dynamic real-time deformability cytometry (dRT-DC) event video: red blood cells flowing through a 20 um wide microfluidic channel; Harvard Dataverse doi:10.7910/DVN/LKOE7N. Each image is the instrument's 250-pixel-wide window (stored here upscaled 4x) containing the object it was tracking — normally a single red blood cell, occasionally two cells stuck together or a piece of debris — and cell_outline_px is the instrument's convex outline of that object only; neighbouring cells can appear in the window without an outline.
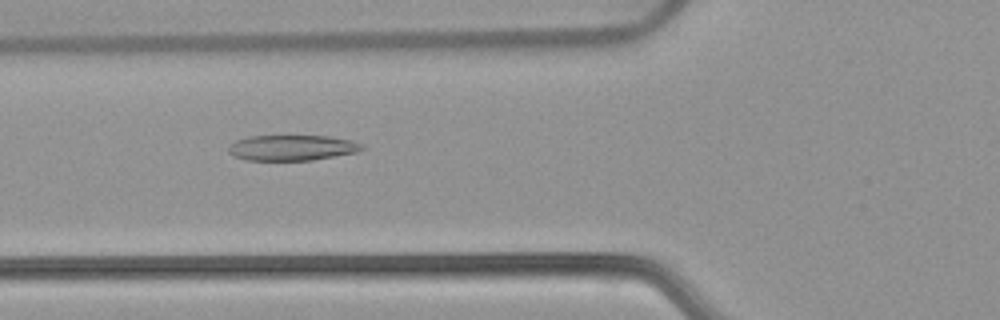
{"species": "common noctule bat (a hibernating species)", "species_latin": "Nyctalus noctula", "temperature_condition": "warm", "stored_images_in_passage": 53, "camera_frame_rate_fps": 3000, "um_per_image_px": 0.085, "animal": {"sex": "female", "body_mass_g": 22.7, "forearm_length_mm": 54.2}, "frame": {"image": 1, "passage_image": 20, "time_ms": 6.333, "image_size_px": [1000, 320], "cell_outline_px": [[364, 148], [356, 152], [312, 160], [244, 160], [232, 156], [228, 152], [228, 144], [236, 140], [248, 136], [328, 136], [352, 140], [364, 144]], "centroid_in_image_um": [24.78, 12.55], "position_along_channel_um": 101.0, "area_um2": 20.0}}
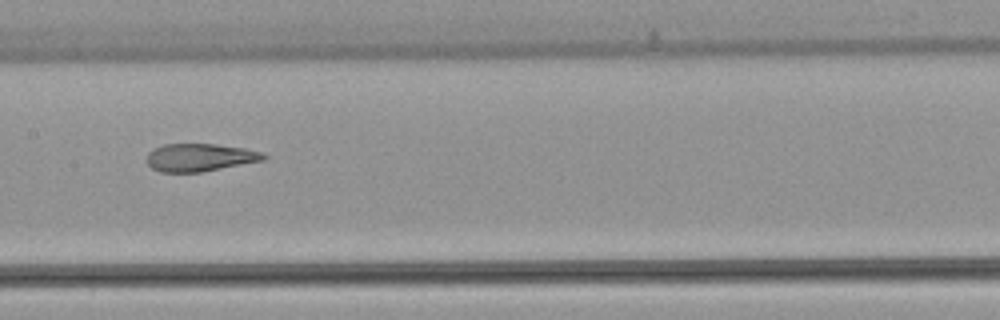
{"frame": {"image": 2, "passage_image": 27, "time_ms": 8.667, "image_size_px": [1000, 320], "cell_outline_px": [[268, 156], [264, 160], [200, 172], [160, 172], [152, 168], [148, 164], [148, 152], [164, 144], [216, 144], [244, 148], [264, 152]], "centroid_in_image_um": [17.02, 13.38], "position_along_channel_um": 190.4, "area_um2": 18.79}}
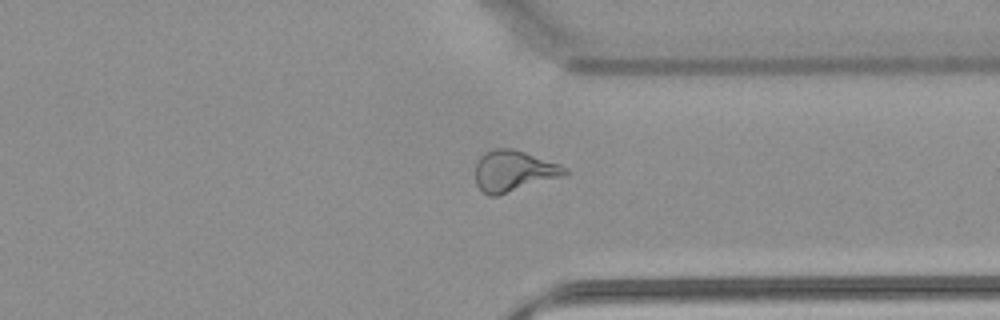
{"frame": {"image": 3, "passage_image": 41, "time_ms": 13.333, "image_size_px": [1000, 320], "cell_outline_px": [[568, 172], [560, 176], [496, 196], [488, 196], [476, 184], [476, 164], [480, 156], [484, 152], [492, 148], [512, 148], [560, 164], [568, 168]], "centroid_in_image_um": [43.61, 14.51], "position_along_channel_um": 367.8, "area_um2": 21.04}, "authors_computed_cell_mechanics": {"area_um2": 22.542, "velocity_mm_per_s": 3.8125, "shape_relaxation_time_tau1_ms": null, "shape_relaxation_time_tau2_ms": 1.8239, "deformation_change_tau1": null, "deformation_change_tau2": 0.1055}}